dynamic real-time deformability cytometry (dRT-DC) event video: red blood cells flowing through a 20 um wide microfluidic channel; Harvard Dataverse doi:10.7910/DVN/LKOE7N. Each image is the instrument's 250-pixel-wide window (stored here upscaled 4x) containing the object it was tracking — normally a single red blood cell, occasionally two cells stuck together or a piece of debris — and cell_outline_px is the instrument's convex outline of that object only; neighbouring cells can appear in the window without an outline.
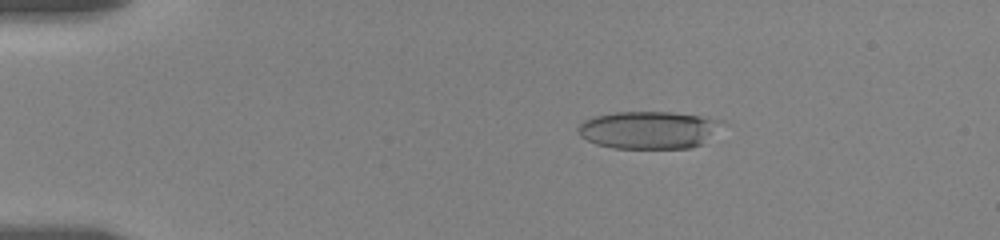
{"species": "human", "species_latin": "Homo sapiens", "temperature_condition": "room temperature", "stored_images_in_passage": 36, "camera_frame_rate_fps": 3000, "um_per_image_px": 0.085, "donor": {"sex": "female"}, "frame": {"image": 1, "passage_image": 8, "time_ms": 3.333, "image_size_px": [1000, 240], "cell_outline_px": [[728, 124], [700, 144], [688, 148], [612, 148], [596, 144], [580, 136], [576, 128], [584, 120], [596, 116], [616, 112], [672, 112], [700, 116], [724, 120]], "centroid_in_image_um": [55.18, 11.04], "position_along_channel_um": 29.8, "area_um2": 31.67}}
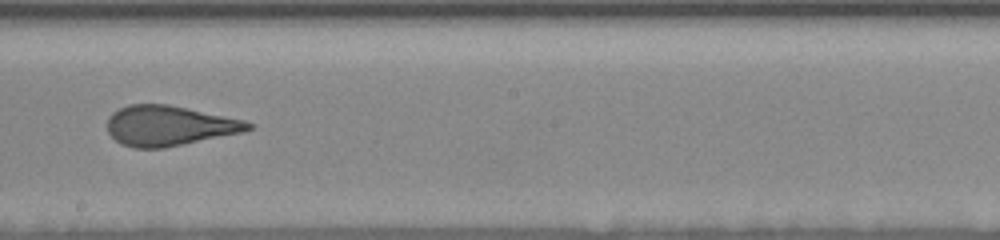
{"frame": {"image": 2, "passage_image": 21, "time_ms": 11.0, "image_size_px": [1000, 240], "cell_outline_px": [[252, 128], [244, 132], [164, 148], [136, 148], [120, 144], [108, 132], [108, 116], [112, 112], [128, 104], [168, 104], [244, 120], [252, 124]], "centroid_in_image_um": [14.36, 10.69], "position_along_channel_um": 233.8, "area_um2": 32.83}}
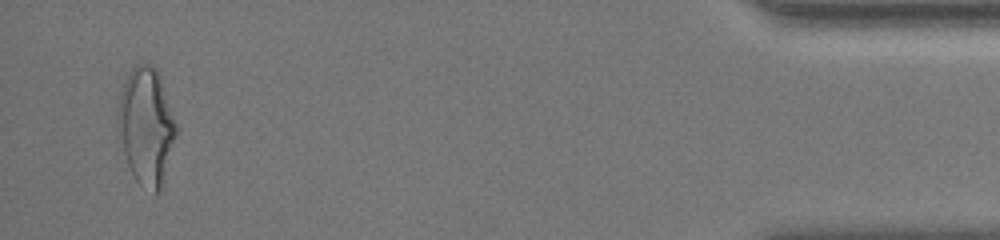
{"frame": {"image": 3, "passage_image": 35, "time_ms": 18.333, "image_size_px": [1000, 240], "cell_outline_px": [[176, 136], [160, 188], [156, 192], [140, 184], [136, 180], [128, 164], [116, 132], [116, 120], [120, 96], [124, 84], [132, 68], [136, 64], [152, 64], [156, 68], [160, 76], [176, 124]], "centroid_in_image_um": [12.4, 10.68], "position_along_channel_um": 422.8, "area_um2": 39.02}, "authors_computed_cell_mechanics": {"area_um2": 33.235, "velocity_mm_per_s": 3.5206, "shape_relaxation_time_tau1_ms": 4.8249, "shape_relaxation_time_tau2_ms": 1.0728, "deformation_change_tau1": 0.193, "deformation_change_tau2": 0.1001}}